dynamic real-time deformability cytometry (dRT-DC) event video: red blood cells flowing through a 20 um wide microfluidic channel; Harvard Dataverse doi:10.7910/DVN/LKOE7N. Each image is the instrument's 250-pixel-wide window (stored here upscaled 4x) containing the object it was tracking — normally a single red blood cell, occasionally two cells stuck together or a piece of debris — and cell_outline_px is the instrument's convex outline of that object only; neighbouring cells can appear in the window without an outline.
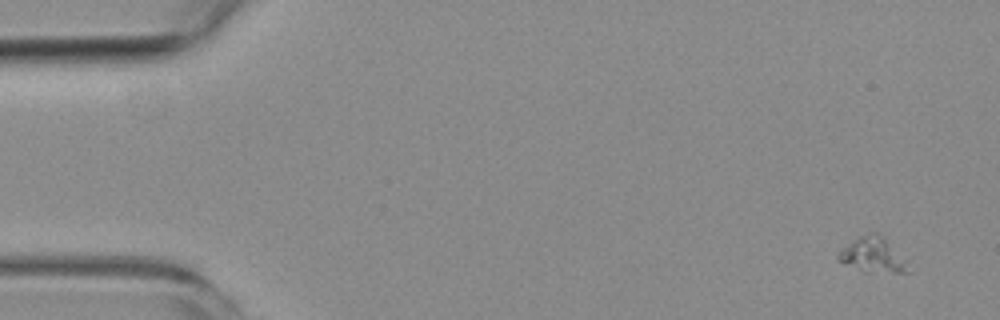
{"species": "common noctule bat (a hibernating species)", "species_latin": "Nyctalus noctula", "temperature_condition": "room temperature", "stored_images_in_passage": 5, "camera_frame_rate_fps": 3000, "um_per_image_px": 0.085, "animal": {"sex": "female", "body_mass_g": 19.3, "forearm_length_mm": 54.1}, "frame": {"image": 1, "passage_image": 1, "time_ms": 0.0, "image_size_px": [1000, 320], "cell_outline_px": [[908, 272], [864, 272], [844, 264], [836, 256], [836, 252], [860, 236], [868, 232], [876, 232], [884, 240], [904, 264]], "centroid_in_image_um": [74.02, 21.69], "position_along_channel_um": 11.0, "area_um2": 13.18}}
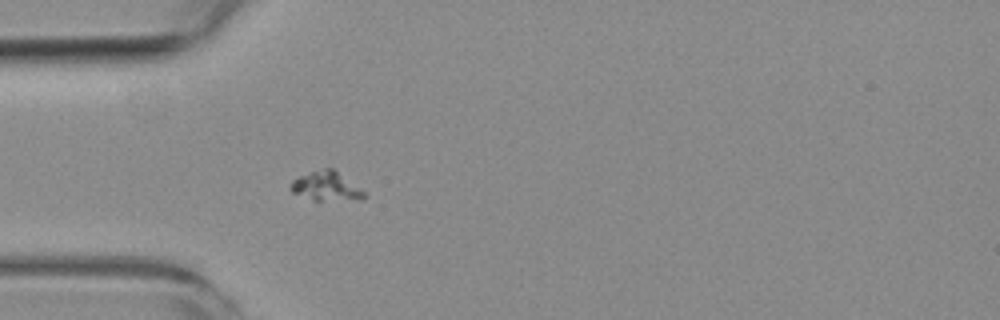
{"frame": {"image": 2, "passage_image": 5, "time_ms": 4.667, "image_size_px": [1000, 320], "cell_outline_px": [[368, 196], [364, 200], [312, 200], [292, 192], [288, 188], [292, 180], [300, 176], [324, 168], [332, 168], [360, 188]], "centroid_in_image_um": [27.74, 15.86], "position_along_channel_um": 57.3, "area_um2": 12.43}}